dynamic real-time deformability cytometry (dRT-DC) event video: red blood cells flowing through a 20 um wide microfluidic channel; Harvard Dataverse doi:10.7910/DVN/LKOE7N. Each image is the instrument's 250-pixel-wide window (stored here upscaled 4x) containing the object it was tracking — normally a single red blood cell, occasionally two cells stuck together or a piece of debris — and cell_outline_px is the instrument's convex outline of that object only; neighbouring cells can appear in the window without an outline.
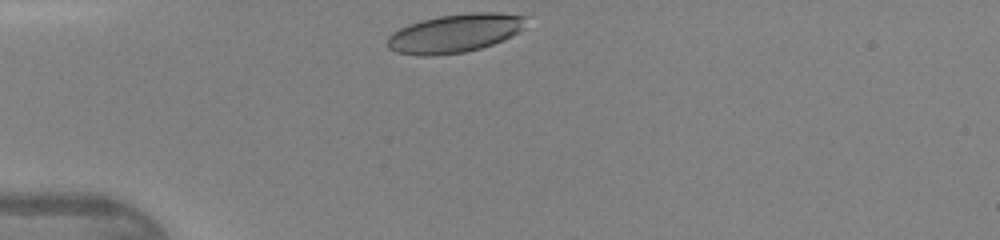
{"species": "human", "species_latin": "Homo sapiens", "temperature_condition": "warm", "stored_images_in_passage": 26, "camera_frame_rate_fps": 3000, "um_per_image_px": 0.085, "donor": {"sex": "female"}, "frame": {"image": 1, "passage_image": 1, "time_ms": 0.0, "image_size_px": [1000, 240], "cell_outline_px": [[528, 16], [524, 28], [512, 36], [492, 44], [480, 48], [464, 52], [432, 56], [416, 56], [396, 52], [388, 48], [388, 36], [392, 32], [408, 24], [420, 20], [440, 16], [472, 12], [496, 12]], "centroid_in_image_um": [38.66, 2.82], "position_along_channel_um": 46.3, "area_um2": 31.33}}
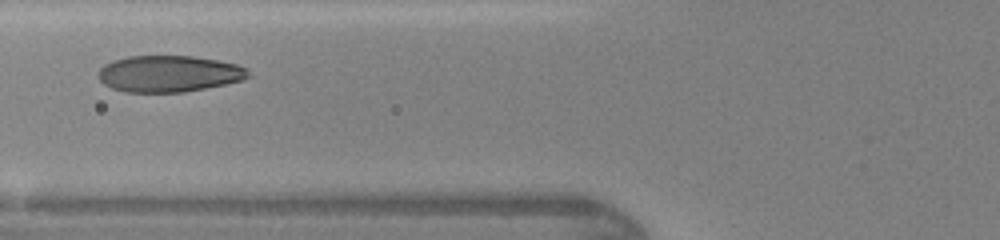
{"frame": {"image": 2, "passage_image": 7, "time_ms": 2.0, "image_size_px": [1000, 240], "cell_outline_px": [[252, 76], [240, 80], [224, 84], [184, 92], [124, 92], [112, 88], [104, 84], [100, 80], [100, 68], [104, 64], [112, 60], [128, 56], [192, 56], [216, 60], [236, 64], [244, 68]], "centroid_in_image_um": [14.33, 6.26], "position_along_channel_um": 111.5, "area_um2": 31.62}}
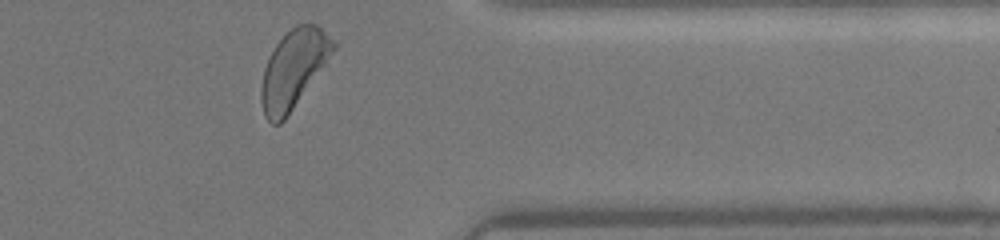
{"frame": {"image": 3, "passage_image": 26, "time_ms": 8.333, "image_size_px": [1000, 240], "cell_outline_px": [[336, 48], [284, 120], [280, 124], [272, 124], [264, 116], [260, 100], [260, 88], [264, 68], [276, 44], [296, 24], [316, 24], [336, 40]], "centroid_in_image_um": [24.93, 5.87], "position_along_channel_um": 386.5, "area_um2": 32.19}}